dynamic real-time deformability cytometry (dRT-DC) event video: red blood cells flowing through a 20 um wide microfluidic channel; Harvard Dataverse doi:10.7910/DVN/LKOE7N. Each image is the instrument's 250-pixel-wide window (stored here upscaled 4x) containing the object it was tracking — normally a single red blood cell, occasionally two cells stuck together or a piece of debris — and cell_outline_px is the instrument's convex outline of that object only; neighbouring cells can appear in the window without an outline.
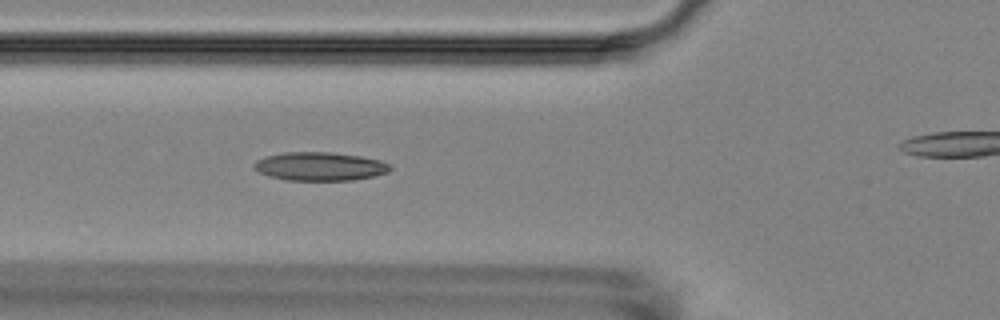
{"species": "Egyptian fruit bat (a non-hibernating species)", "species_latin": "Rousettus aegyptiacus", "temperature_condition": "room temperature", "stored_images_in_passage": 7, "segment_of_instrument_passage": [1, 2], "camera_frame_rate_fps": 3000, "um_per_image_px": 0.085, "animal": {"sex": "female"}, "frame": {"image": 1, "passage_image": 6, "time_ms": 5.667, "image_size_px": [1000, 320], "cell_outline_px": [[392, 168], [388, 172], [376, 176], [352, 180], [284, 180], [268, 176], [252, 168], [252, 164], [256, 160], [264, 156], [284, 152], [328, 152], [360, 156], [380, 160], [388, 164]], "centroid_in_image_um": [27.15, 14.14], "position_along_channel_um": 98.7, "area_um2": 22.77}}